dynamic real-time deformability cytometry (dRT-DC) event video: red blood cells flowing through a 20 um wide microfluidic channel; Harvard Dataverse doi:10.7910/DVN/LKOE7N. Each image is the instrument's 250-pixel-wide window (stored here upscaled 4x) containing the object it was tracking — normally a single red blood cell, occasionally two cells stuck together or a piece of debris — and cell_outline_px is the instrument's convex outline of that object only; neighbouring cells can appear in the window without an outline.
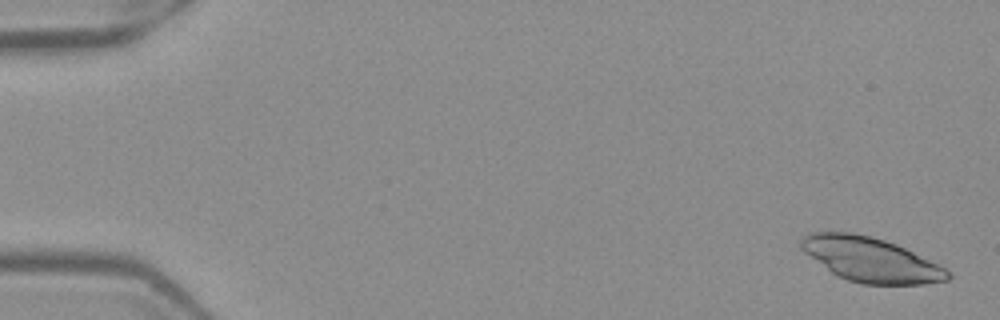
{"species": "Egyptian fruit bat (a non-hibernating species)", "species_latin": "Rousettus aegyptiacus", "temperature_condition": "warm", "stored_images_in_passage": 20, "camera_frame_rate_fps": 3000, "um_per_image_px": 0.085, "frame": {"image": 1, "passage_image": 2, "time_ms": 0.333, "image_size_px": [1000, 320], "cell_outline_px": [[952, 276], [948, 280], [924, 284], [860, 284], [836, 276], [804, 252], [800, 248], [800, 240], [808, 232], [852, 232], [872, 236], [896, 244], [944, 268]], "centroid_in_image_um": [73.95, 22.06], "position_along_channel_um": 11.1, "area_um2": 37.74}}